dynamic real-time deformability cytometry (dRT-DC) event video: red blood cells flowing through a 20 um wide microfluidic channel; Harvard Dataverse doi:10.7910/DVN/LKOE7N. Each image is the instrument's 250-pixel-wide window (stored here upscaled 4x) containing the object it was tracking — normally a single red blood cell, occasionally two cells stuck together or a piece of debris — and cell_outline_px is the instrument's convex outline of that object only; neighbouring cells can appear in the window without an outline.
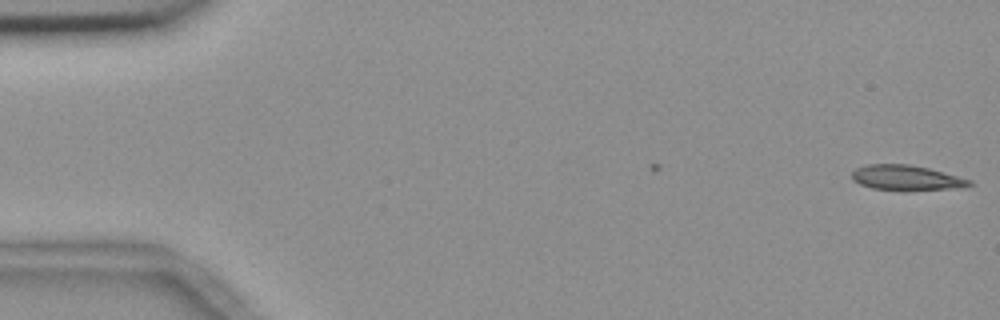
{"species": "common noctule bat (a hibernating species)", "species_latin": "Nyctalus noctula", "temperature_condition": "room temperature", "stored_images_in_passage": 4, "camera_frame_rate_fps": 3000, "um_per_image_px": 0.085, "animal": {"sex": "female", "body_mass_g": 18.4}, "frame": {"image": 1, "passage_image": 4, "time_ms": 1.0, "image_size_px": [1000, 320], "cell_outline_px": [[972, 184], [964, 188], [904, 192], [872, 188], [860, 184], [852, 180], [852, 172], [856, 168], [868, 164], [908, 164], [928, 168], [972, 180]], "centroid_in_image_um": [77.06, 15.14], "position_along_channel_um": 7.9, "area_um2": 17.69}}